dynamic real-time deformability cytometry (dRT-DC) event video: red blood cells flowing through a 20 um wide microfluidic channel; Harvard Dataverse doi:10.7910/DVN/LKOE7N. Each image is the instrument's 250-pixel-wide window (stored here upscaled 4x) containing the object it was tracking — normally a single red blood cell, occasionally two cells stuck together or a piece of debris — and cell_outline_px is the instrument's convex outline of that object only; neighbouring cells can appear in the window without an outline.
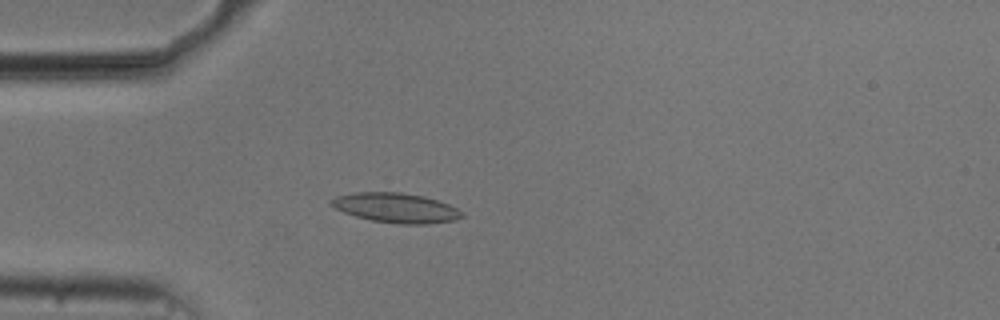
{"species": "common noctule bat (a hibernating species)", "species_latin": "Nyctalus noctula", "temperature_condition": "cold", "stored_images_in_passage": 54, "camera_frame_rate_fps": 3000, "um_per_image_px": 0.085, "animal": {"sex": "male", "body_mass_g": 20.5, "forearm_length_mm": 52.5}, "frame": {"image": 1, "passage_image": 15, "time_ms": 4.667, "image_size_px": [1000, 320], "cell_outline_px": [[464, 216], [456, 220], [428, 224], [396, 224], [372, 220], [356, 216], [344, 212], [328, 204], [328, 200], [336, 196], [356, 192], [400, 192], [424, 196], [448, 204], [456, 208]], "centroid_in_image_um": [33.63, 17.66], "position_along_channel_um": 51.4, "area_um2": 22.6}}
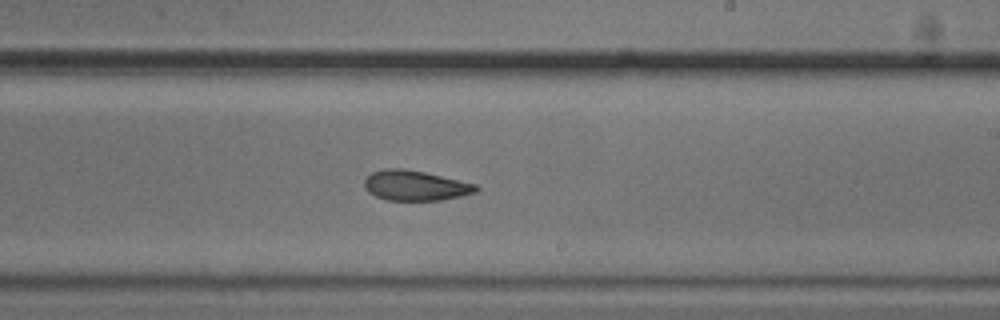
{"frame": {"image": 2, "passage_image": 32, "time_ms": 10.333, "image_size_px": [1000, 320], "cell_outline_px": [[480, 188], [476, 192], [460, 196], [440, 200], [388, 200], [376, 196], [368, 192], [364, 188], [364, 180], [372, 172], [384, 168], [404, 168], [424, 172], [476, 184]], "centroid_in_image_um": [35.28, 15.76], "position_along_channel_um": 253.7, "area_um2": 19.54}}
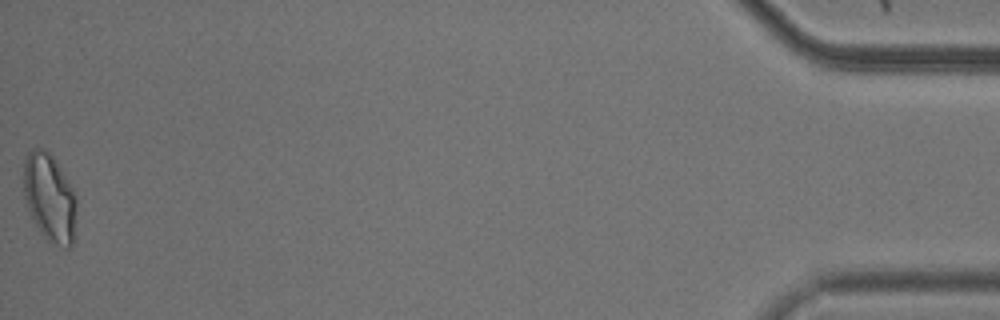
{"frame": {"image": 3, "passage_image": 54, "time_ms": 17.667, "image_size_px": [1000, 320], "cell_outline_px": [[76, 212], [72, 248], [64, 248], [48, 240], [44, 236], [36, 224], [28, 208], [24, 196], [24, 160], [28, 152], [32, 148], [44, 148], [52, 156], [72, 188], [76, 200]], "centroid_in_image_um": [4.22, 16.8], "position_along_channel_um": 431.0, "area_um2": 26.76}, "authors_computed_cell_mechanics": {"area_um2": 20.8658, "velocity_mm_per_s": 3.7354, "shape_relaxation_time_tau1_ms": null, "shape_relaxation_time_tau2_ms": 5.2641, "deformation_change_tau1": null, "deformation_change_tau2": 0.108}}